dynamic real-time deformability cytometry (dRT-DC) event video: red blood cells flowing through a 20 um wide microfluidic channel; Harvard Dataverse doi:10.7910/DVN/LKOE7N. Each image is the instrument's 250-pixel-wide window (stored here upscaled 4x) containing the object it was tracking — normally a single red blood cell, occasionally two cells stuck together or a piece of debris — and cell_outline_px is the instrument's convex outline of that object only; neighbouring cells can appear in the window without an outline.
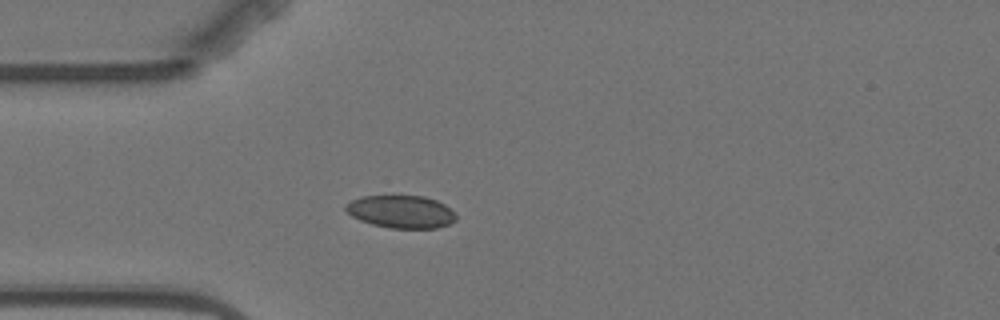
{"species": "Egyptian fruit bat (a non-hibernating species)", "species_latin": "Rousettus aegyptiacus", "temperature_condition": "warm", "stored_images_in_passage": 3, "camera_frame_rate_fps": 3000, "um_per_image_px": 0.085, "animal": {"sex": "female"}, "frame": {"image": 1, "passage_image": 3, "time_ms": 2.333, "image_size_px": [1000, 320], "cell_outline_px": [[456, 220], [448, 224], [436, 228], [388, 228], [372, 224], [360, 220], [352, 216], [344, 208], [344, 204], [360, 196], [424, 196], [436, 200], [444, 204], [456, 212]], "centroid_in_image_um": [34.09, 17.99], "position_along_channel_um": 50.9, "area_um2": 21.1}}